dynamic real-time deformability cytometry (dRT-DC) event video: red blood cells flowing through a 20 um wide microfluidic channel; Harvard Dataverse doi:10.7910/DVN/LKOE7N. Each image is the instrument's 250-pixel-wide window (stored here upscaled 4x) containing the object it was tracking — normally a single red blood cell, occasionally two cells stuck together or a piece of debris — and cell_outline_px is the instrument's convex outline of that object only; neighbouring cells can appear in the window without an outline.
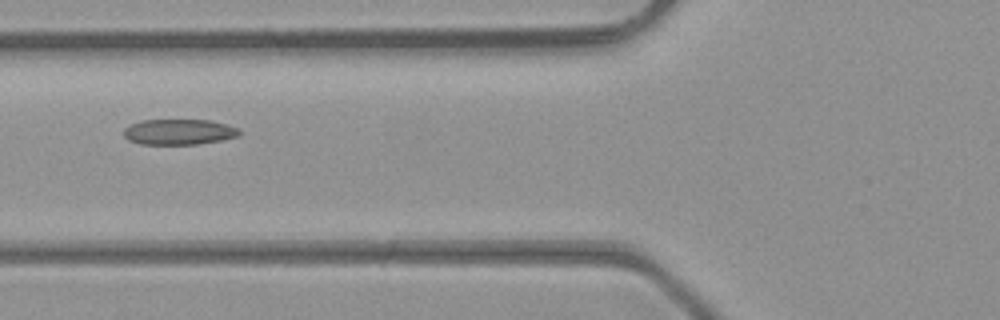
{"species": "common noctule bat (a hibernating species)", "species_latin": "Nyctalus noctula", "temperature_condition": "room temperature", "stored_images_in_passage": 5, "camera_frame_rate_fps": 3000, "um_per_image_px": 0.085, "animal": {"sex": "male", "body_mass_g": 23.1, "forearm_length_mm": 52.7}, "frame": {"image": 1, "passage_image": 3, "time_ms": 0.667, "image_size_px": [1000, 320], "cell_outline_px": [[240, 136], [224, 140], [196, 144], [140, 144], [128, 140], [124, 136], [124, 128], [140, 120], [212, 120], [228, 124], [240, 128]], "centroid_in_image_um": [15.26, 11.21], "position_along_channel_um": 110.5, "area_um2": 17.46}}
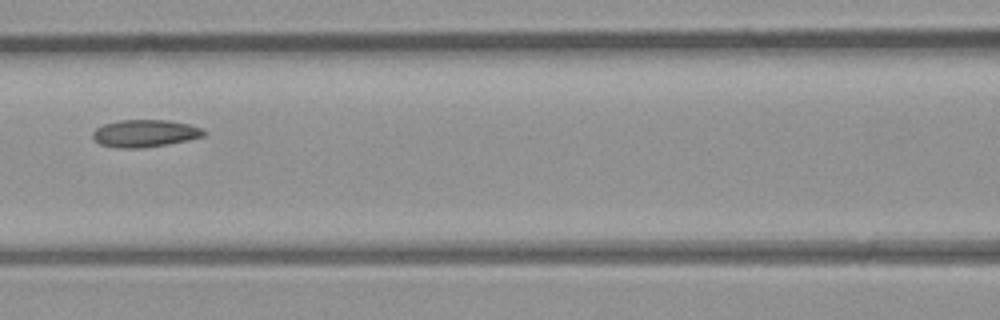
{"frame": {"image": 2, "passage_image": 4, "time_ms": 1.0, "image_size_px": [1000, 320], "cell_outline_px": [[208, 132], [204, 136], [188, 140], [168, 144], [140, 148], [120, 148], [100, 144], [92, 136], [92, 132], [96, 128], [104, 124], [116, 120], [168, 120], [188, 124], [204, 128]], "centroid_in_image_um": [12.35, 11.33], "position_along_channel_um": 154.3, "area_um2": 17.8}}
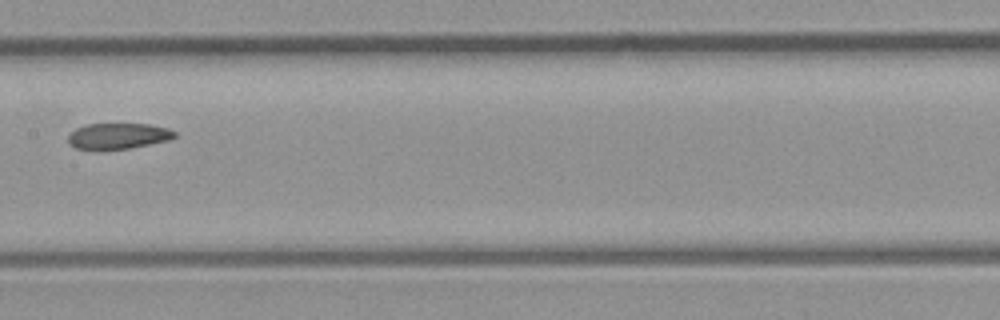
{"frame": {"image": 3, "passage_image": 5, "time_ms": 1.333, "image_size_px": [1000, 320], "cell_outline_px": [[176, 136], [168, 140], [128, 148], [76, 148], [68, 144], [68, 136], [76, 128], [88, 124], [148, 124], [168, 128], [176, 132]], "centroid_in_image_um": [10.05, 11.54], "position_along_channel_um": 197.4, "area_um2": 15.61}}